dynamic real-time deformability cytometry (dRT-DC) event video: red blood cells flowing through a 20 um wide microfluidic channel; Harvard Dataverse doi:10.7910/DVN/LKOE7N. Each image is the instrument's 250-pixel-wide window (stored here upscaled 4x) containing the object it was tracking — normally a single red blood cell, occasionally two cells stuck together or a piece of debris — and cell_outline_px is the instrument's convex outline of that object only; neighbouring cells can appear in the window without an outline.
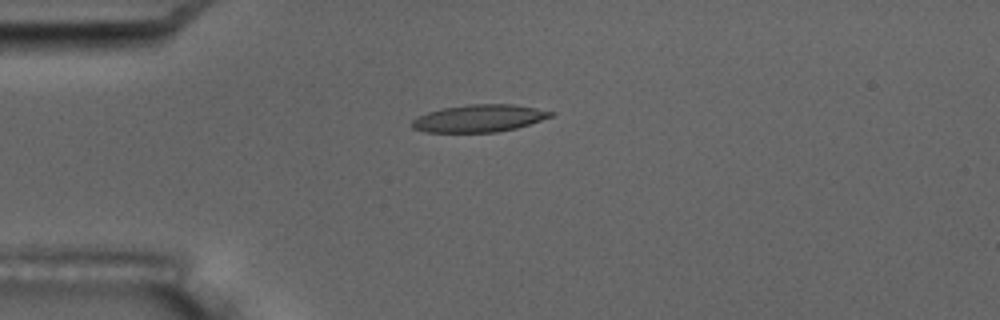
{"species": "common noctule bat (a hibernating species)", "species_latin": "Nyctalus noctula", "temperature_condition": "room temperature", "stored_images_in_passage": 5, "camera_frame_rate_fps": 3000, "um_per_image_px": 0.085, "animal": {"sex": "male", "body_mass_g": 17.5, "forearm_length_mm": 52.3}, "frame": {"image": 1, "passage_image": 5, "time_ms": 4.667, "image_size_px": [1000, 320], "cell_outline_px": [[556, 112], [552, 116], [516, 128], [496, 132], [424, 132], [412, 128], [408, 124], [412, 120], [428, 112], [444, 108], [468, 104], [512, 104], [536, 108]], "centroid_in_image_um": [40.7, 10.06], "position_along_channel_um": 44.3, "area_um2": 22.02}}